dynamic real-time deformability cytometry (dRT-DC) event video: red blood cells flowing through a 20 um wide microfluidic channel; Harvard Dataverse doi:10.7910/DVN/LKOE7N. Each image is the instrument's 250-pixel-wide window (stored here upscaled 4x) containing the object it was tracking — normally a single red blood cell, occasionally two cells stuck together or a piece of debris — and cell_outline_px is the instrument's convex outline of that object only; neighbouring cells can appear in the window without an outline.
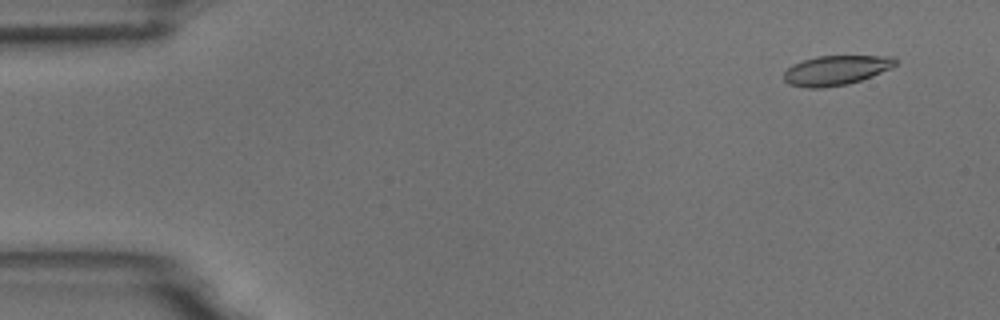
{"species": "common noctule bat (a hibernating species)", "species_latin": "Nyctalus noctula", "temperature_condition": "room temperature", "stored_images_in_passage": 51, "camera_frame_rate_fps": 3000, "um_per_image_px": 0.085, "animal": {"sex": "male", "body_mass_g": 18.8}, "frame": {"image": 1, "passage_image": 1, "time_ms": 0.0, "image_size_px": [1000, 320], "cell_outline_px": [[896, 64], [892, 68], [872, 76], [848, 84], [820, 88], [808, 88], [788, 84], [784, 80], [784, 72], [792, 64], [816, 56], [892, 56], [896, 60]], "centroid_in_image_um": [71.05, 5.97], "position_along_channel_um": 14.0, "area_um2": 19.25}}
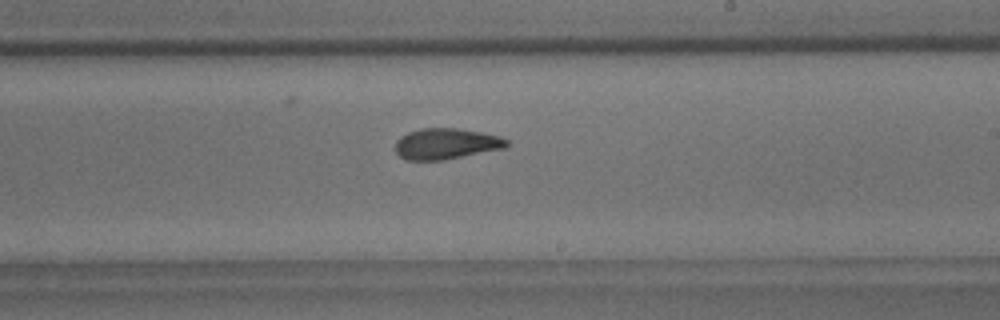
{"frame": {"image": 2, "passage_image": 29, "time_ms": 9.333, "image_size_px": [1000, 320], "cell_outline_px": [[508, 144], [504, 148], [444, 160], [404, 160], [396, 152], [396, 140], [400, 136], [408, 132], [420, 128], [456, 128], [480, 132], [500, 136], [508, 140]], "centroid_in_image_um": [37.89, 12.22], "position_along_channel_um": 251.1, "area_um2": 20.06}}
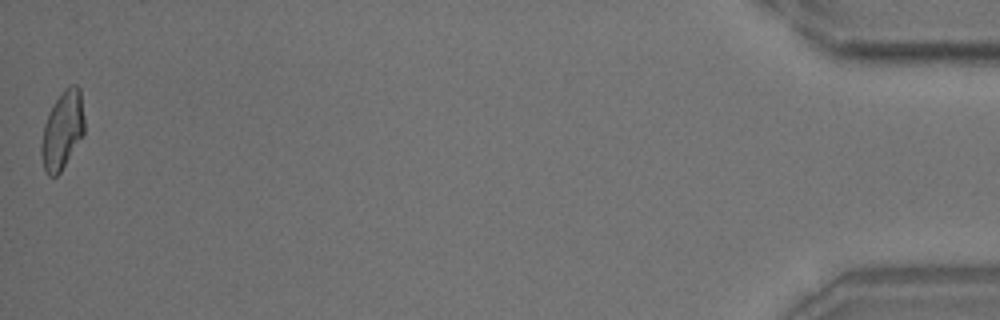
{"frame": {"image": 3, "passage_image": 51, "time_ms": 16.667, "image_size_px": [1000, 320], "cell_outline_px": [[84, 132], [60, 172], [56, 176], [48, 176], [44, 172], [40, 152], [40, 144], [44, 124], [48, 112], [64, 88], [68, 84], [76, 84], [80, 88], [84, 116]], "centroid_in_image_um": [5.28, 11.04], "position_along_channel_um": 429.9, "area_um2": 19.65}, "authors_computed_cell_mechanics": {"area_um2": 20.23, "velocity_mm_per_s": 3.731, "shape_relaxation_time_tau1_ms": null, "shape_relaxation_time_tau2_ms": 2.3491, "deformation_change_tau1": null, "deformation_change_tau2": 0.0895}}